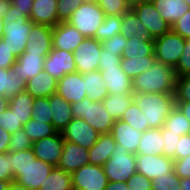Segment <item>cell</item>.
Returning <instances> with one entry per match:
<instances>
[{
    "mask_svg": "<svg viewBox=\"0 0 190 190\" xmlns=\"http://www.w3.org/2000/svg\"><path fill=\"white\" fill-rule=\"evenodd\" d=\"M88 0H57V13L59 22H67L75 9Z\"/></svg>",
    "mask_w": 190,
    "mask_h": 190,
    "instance_id": "f6af8a7d",
    "label": "cell"
},
{
    "mask_svg": "<svg viewBox=\"0 0 190 190\" xmlns=\"http://www.w3.org/2000/svg\"><path fill=\"white\" fill-rule=\"evenodd\" d=\"M105 190H129L126 182H108Z\"/></svg>",
    "mask_w": 190,
    "mask_h": 190,
    "instance_id": "e7e4bbea",
    "label": "cell"
},
{
    "mask_svg": "<svg viewBox=\"0 0 190 190\" xmlns=\"http://www.w3.org/2000/svg\"><path fill=\"white\" fill-rule=\"evenodd\" d=\"M74 190H105L108 184L104 168L92 164L71 173Z\"/></svg>",
    "mask_w": 190,
    "mask_h": 190,
    "instance_id": "30bf717a",
    "label": "cell"
},
{
    "mask_svg": "<svg viewBox=\"0 0 190 190\" xmlns=\"http://www.w3.org/2000/svg\"><path fill=\"white\" fill-rule=\"evenodd\" d=\"M12 5V0H0V18H4Z\"/></svg>",
    "mask_w": 190,
    "mask_h": 190,
    "instance_id": "03108f58",
    "label": "cell"
},
{
    "mask_svg": "<svg viewBox=\"0 0 190 190\" xmlns=\"http://www.w3.org/2000/svg\"><path fill=\"white\" fill-rule=\"evenodd\" d=\"M156 0H135L133 3L154 4Z\"/></svg>",
    "mask_w": 190,
    "mask_h": 190,
    "instance_id": "8c879c8a",
    "label": "cell"
},
{
    "mask_svg": "<svg viewBox=\"0 0 190 190\" xmlns=\"http://www.w3.org/2000/svg\"><path fill=\"white\" fill-rule=\"evenodd\" d=\"M186 39L172 29L154 39L156 61L175 68L185 47Z\"/></svg>",
    "mask_w": 190,
    "mask_h": 190,
    "instance_id": "52a82bcc",
    "label": "cell"
},
{
    "mask_svg": "<svg viewBox=\"0 0 190 190\" xmlns=\"http://www.w3.org/2000/svg\"><path fill=\"white\" fill-rule=\"evenodd\" d=\"M32 110V118L34 120L45 121V123H52V114L49 103V97L34 98Z\"/></svg>",
    "mask_w": 190,
    "mask_h": 190,
    "instance_id": "b9f144b4",
    "label": "cell"
},
{
    "mask_svg": "<svg viewBox=\"0 0 190 190\" xmlns=\"http://www.w3.org/2000/svg\"><path fill=\"white\" fill-rule=\"evenodd\" d=\"M106 84L99 70L85 73V90L87 97L91 101H103V99L109 95Z\"/></svg>",
    "mask_w": 190,
    "mask_h": 190,
    "instance_id": "1f68e13d",
    "label": "cell"
},
{
    "mask_svg": "<svg viewBox=\"0 0 190 190\" xmlns=\"http://www.w3.org/2000/svg\"><path fill=\"white\" fill-rule=\"evenodd\" d=\"M180 188L181 190H190V177L180 178Z\"/></svg>",
    "mask_w": 190,
    "mask_h": 190,
    "instance_id": "a7ac6f4b",
    "label": "cell"
},
{
    "mask_svg": "<svg viewBox=\"0 0 190 190\" xmlns=\"http://www.w3.org/2000/svg\"><path fill=\"white\" fill-rule=\"evenodd\" d=\"M122 24L120 28V34L129 38L131 36H136L138 38L142 37L146 40H154L147 28L140 21L138 16L134 13L132 9L124 13L121 18Z\"/></svg>",
    "mask_w": 190,
    "mask_h": 190,
    "instance_id": "f546056e",
    "label": "cell"
},
{
    "mask_svg": "<svg viewBox=\"0 0 190 190\" xmlns=\"http://www.w3.org/2000/svg\"><path fill=\"white\" fill-rule=\"evenodd\" d=\"M154 62H156L155 54L139 58H122L120 64L124 73L133 80L140 73L148 70Z\"/></svg>",
    "mask_w": 190,
    "mask_h": 190,
    "instance_id": "d590c367",
    "label": "cell"
},
{
    "mask_svg": "<svg viewBox=\"0 0 190 190\" xmlns=\"http://www.w3.org/2000/svg\"><path fill=\"white\" fill-rule=\"evenodd\" d=\"M23 129L32 142L53 136L58 132L52 123H45V121L33 118L23 125Z\"/></svg>",
    "mask_w": 190,
    "mask_h": 190,
    "instance_id": "8d00e7d4",
    "label": "cell"
},
{
    "mask_svg": "<svg viewBox=\"0 0 190 190\" xmlns=\"http://www.w3.org/2000/svg\"><path fill=\"white\" fill-rule=\"evenodd\" d=\"M73 118H83L100 134L111 133L115 120L106 111L102 101L93 102L88 97L71 104Z\"/></svg>",
    "mask_w": 190,
    "mask_h": 190,
    "instance_id": "277c9868",
    "label": "cell"
},
{
    "mask_svg": "<svg viewBox=\"0 0 190 190\" xmlns=\"http://www.w3.org/2000/svg\"><path fill=\"white\" fill-rule=\"evenodd\" d=\"M3 27H4V21L2 18H0V40L3 36Z\"/></svg>",
    "mask_w": 190,
    "mask_h": 190,
    "instance_id": "753ad0ef",
    "label": "cell"
},
{
    "mask_svg": "<svg viewBox=\"0 0 190 190\" xmlns=\"http://www.w3.org/2000/svg\"><path fill=\"white\" fill-rule=\"evenodd\" d=\"M164 127L169 129V132H174L177 135H187L190 133V122L182 112L175 106L164 122Z\"/></svg>",
    "mask_w": 190,
    "mask_h": 190,
    "instance_id": "74e56055",
    "label": "cell"
},
{
    "mask_svg": "<svg viewBox=\"0 0 190 190\" xmlns=\"http://www.w3.org/2000/svg\"><path fill=\"white\" fill-rule=\"evenodd\" d=\"M171 29L185 39L190 38V9L171 26Z\"/></svg>",
    "mask_w": 190,
    "mask_h": 190,
    "instance_id": "db71d44e",
    "label": "cell"
},
{
    "mask_svg": "<svg viewBox=\"0 0 190 190\" xmlns=\"http://www.w3.org/2000/svg\"><path fill=\"white\" fill-rule=\"evenodd\" d=\"M152 190H181L180 178L175 172L164 174L152 180Z\"/></svg>",
    "mask_w": 190,
    "mask_h": 190,
    "instance_id": "7bdbcfd3",
    "label": "cell"
},
{
    "mask_svg": "<svg viewBox=\"0 0 190 190\" xmlns=\"http://www.w3.org/2000/svg\"><path fill=\"white\" fill-rule=\"evenodd\" d=\"M174 69L177 77L190 76V38L186 39L182 55Z\"/></svg>",
    "mask_w": 190,
    "mask_h": 190,
    "instance_id": "681fc988",
    "label": "cell"
},
{
    "mask_svg": "<svg viewBox=\"0 0 190 190\" xmlns=\"http://www.w3.org/2000/svg\"><path fill=\"white\" fill-rule=\"evenodd\" d=\"M47 55L35 53H22L12 65V70L17 72L26 83L44 69V61Z\"/></svg>",
    "mask_w": 190,
    "mask_h": 190,
    "instance_id": "7402d4cb",
    "label": "cell"
},
{
    "mask_svg": "<svg viewBox=\"0 0 190 190\" xmlns=\"http://www.w3.org/2000/svg\"><path fill=\"white\" fill-rule=\"evenodd\" d=\"M163 148L161 128H150L143 132L136 154L163 155Z\"/></svg>",
    "mask_w": 190,
    "mask_h": 190,
    "instance_id": "83f0119b",
    "label": "cell"
},
{
    "mask_svg": "<svg viewBox=\"0 0 190 190\" xmlns=\"http://www.w3.org/2000/svg\"><path fill=\"white\" fill-rule=\"evenodd\" d=\"M9 152L12 154L13 180L26 190H39L54 166L37 159L32 148Z\"/></svg>",
    "mask_w": 190,
    "mask_h": 190,
    "instance_id": "6da1fadb",
    "label": "cell"
},
{
    "mask_svg": "<svg viewBox=\"0 0 190 190\" xmlns=\"http://www.w3.org/2000/svg\"><path fill=\"white\" fill-rule=\"evenodd\" d=\"M134 101L143 111L149 128H161L176 106L175 94L134 93Z\"/></svg>",
    "mask_w": 190,
    "mask_h": 190,
    "instance_id": "3957f363",
    "label": "cell"
},
{
    "mask_svg": "<svg viewBox=\"0 0 190 190\" xmlns=\"http://www.w3.org/2000/svg\"><path fill=\"white\" fill-rule=\"evenodd\" d=\"M7 190H26V189L22 185L18 184L17 182L12 181L9 184V187Z\"/></svg>",
    "mask_w": 190,
    "mask_h": 190,
    "instance_id": "89a4df30",
    "label": "cell"
},
{
    "mask_svg": "<svg viewBox=\"0 0 190 190\" xmlns=\"http://www.w3.org/2000/svg\"><path fill=\"white\" fill-rule=\"evenodd\" d=\"M120 120L127 122L130 126L141 132H145L150 129L148 124L145 122L146 119L143 111L137 106L134 100L123 113Z\"/></svg>",
    "mask_w": 190,
    "mask_h": 190,
    "instance_id": "ab89813d",
    "label": "cell"
},
{
    "mask_svg": "<svg viewBox=\"0 0 190 190\" xmlns=\"http://www.w3.org/2000/svg\"><path fill=\"white\" fill-rule=\"evenodd\" d=\"M190 7V0H184Z\"/></svg>",
    "mask_w": 190,
    "mask_h": 190,
    "instance_id": "34e18365",
    "label": "cell"
},
{
    "mask_svg": "<svg viewBox=\"0 0 190 190\" xmlns=\"http://www.w3.org/2000/svg\"><path fill=\"white\" fill-rule=\"evenodd\" d=\"M49 103L52 125L58 132H61L73 119L71 104L57 93L49 96Z\"/></svg>",
    "mask_w": 190,
    "mask_h": 190,
    "instance_id": "cb8c5ba5",
    "label": "cell"
},
{
    "mask_svg": "<svg viewBox=\"0 0 190 190\" xmlns=\"http://www.w3.org/2000/svg\"><path fill=\"white\" fill-rule=\"evenodd\" d=\"M131 9L147 28L153 39L171 30V25L160 16L154 4L131 3Z\"/></svg>",
    "mask_w": 190,
    "mask_h": 190,
    "instance_id": "4fadbf2b",
    "label": "cell"
},
{
    "mask_svg": "<svg viewBox=\"0 0 190 190\" xmlns=\"http://www.w3.org/2000/svg\"><path fill=\"white\" fill-rule=\"evenodd\" d=\"M52 30L53 27L50 26L33 24L24 53L48 55L53 48Z\"/></svg>",
    "mask_w": 190,
    "mask_h": 190,
    "instance_id": "d6986e66",
    "label": "cell"
},
{
    "mask_svg": "<svg viewBox=\"0 0 190 190\" xmlns=\"http://www.w3.org/2000/svg\"><path fill=\"white\" fill-rule=\"evenodd\" d=\"M11 139V134L0 127V154L9 151V143Z\"/></svg>",
    "mask_w": 190,
    "mask_h": 190,
    "instance_id": "6125c7cd",
    "label": "cell"
},
{
    "mask_svg": "<svg viewBox=\"0 0 190 190\" xmlns=\"http://www.w3.org/2000/svg\"><path fill=\"white\" fill-rule=\"evenodd\" d=\"M161 130L164 140L163 155L175 160V151L177 149V144L181 136L177 135L174 132H169V129H166L164 126L161 127Z\"/></svg>",
    "mask_w": 190,
    "mask_h": 190,
    "instance_id": "bcb514c9",
    "label": "cell"
},
{
    "mask_svg": "<svg viewBox=\"0 0 190 190\" xmlns=\"http://www.w3.org/2000/svg\"><path fill=\"white\" fill-rule=\"evenodd\" d=\"M154 55V40L131 36L127 38L122 58H139Z\"/></svg>",
    "mask_w": 190,
    "mask_h": 190,
    "instance_id": "d6a6232c",
    "label": "cell"
},
{
    "mask_svg": "<svg viewBox=\"0 0 190 190\" xmlns=\"http://www.w3.org/2000/svg\"><path fill=\"white\" fill-rule=\"evenodd\" d=\"M64 141H70L83 148L90 149L97 141L98 133L83 118H73L61 131Z\"/></svg>",
    "mask_w": 190,
    "mask_h": 190,
    "instance_id": "8fae6325",
    "label": "cell"
},
{
    "mask_svg": "<svg viewBox=\"0 0 190 190\" xmlns=\"http://www.w3.org/2000/svg\"><path fill=\"white\" fill-rule=\"evenodd\" d=\"M174 172L179 178L190 177V155L174 160Z\"/></svg>",
    "mask_w": 190,
    "mask_h": 190,
    "instance_id": "6f0895ef",
    "label": "cell"
},
{
    "mask_svg": "<svg viewBox=\"0 0 190 190\" xmlns=\"http://www.w3.org/2000/svg\"><path fill=\"white\" fill-rule=\"evenodd\" d=\"M35 0H12V4L17 8L19 13L30 17L32 4Z\"/></svg>",
    "mask_w": 190,
    "mask_h": 190,
    "instance_id": "91938a15",
    "label": "cell"
},
{
    "mask_svg": "<svg viewBox=\"0 0 190 190\" xmlns=\"http://www.w3.org/2000/svg\"><path fill=\"white\" fill-rule=\"evenodd\" d=\"M9 181L0 180V190H7L9 187Z\"/></svg>",
    "mask_w": 190,
    "mask_h": 190,
    "instance_id": "2644e50d",
    "label": "cell"
},
{
    "mask_svg": "<svg viewBox=\"0 0 190 190\" xmlns=\"http://www.w3.org/2000/svg\"><path fill=\"white\" fill-rule=\"evenodd\" d=\"M87 164H89L88 149L73 142L64 141L57 168L72 173Z\"/></svg>",
    "mask_w": 190,
    "mask_h": 190,
    "instance_id": "ac0fdd59",
    "label": "cell"
},
{
    "mask_svg": "<svg viewBox=\"0 0 190 190\" xmlns=\"http://www.w3.org/2000/svg\"><path fill=\"white\" fill-rule=\"evenodd\" d=\"M96 2L104 12L108 15H123L131 9V2L128 0H91Z\"/></svg>",
    "mask_w": 190,
    "mask_h": 190,
    "instance_id": "60d3db41",
    "label": "cell"
},
{
    "mask_svg": "<svg viewBox=\"0 0 190 190\" xmlns=\"http://www.w3.org/2000/svg\"><path fill=\"white\" fill-rule=\"evenodd\" d=\"M136 171L153 180L174 172V160L164 155L136 154Z\"/></svg>",
    "mask_w": 190,
    "mask_h": 190,
    "instance_id": "7c38bea8",
    "label": "cell"
},
{
    "mask_svg": "<svg viewBox=\"0 0 190 190\" xmlns=\"http://www.w3.org/2000/svg\"><path fill=\"white\" fill-rule=\"evenodd\" d=\"M16 60L17 57L11 52L8 46L0 40V68L10 69Z\"/></svg>",
    "mask_w": 190,
    "mask_h": 190,
    "instance_id": "11a10c76",
    "label": "cell"
},
{
    "mask_svg": "<svg viewBox=\"0 0 190 190\" xmlns=\"http://www.w3.org/2000/svg\"><path fill=\"white\" fill-rule=\"evenodd\" d=\"M122 57L118 56L117 53H111L110 51L101 50L99 67H116L121 65Z\"/></svg>",
    "mask_w": 190,
    "mask_h": 190,
    "instance_id": "9f6ffc18",
    "label": "cell"
},
{
    "mask_svg": "<svg viewBox=\"0 0 190 190\" xmlns=\"http://www.w3.org/2000/svg\"><path fill=\"white\" fill-rule=\"evenodd\" d=\"M133 100V94H109L103 99L102 103L109 115L116 121L120 120Z\"/></svg>",
    "mask_w": 190,
    "mask_h": 190,
    "instance_id": "836d02e7",
    "label": "cell"
},
{
    "mask_svg": "<svg viewBox=\"0 0 190 190\" xmlns=\"http://www.w3.org/2000/svg\"><path fill=\"white\" fill-rule=\"evenodd\" d=\"M176 82L175 69L156 61L148 70L140 73L132 80L133 93L175 94Z\"/></svg>",
    "mask_w": 190,
    "mask_h": 190,
    "instance_id": "7a4b0ae2",
    "label": "cell"
},
{
    "mask_svg": "<svg viewBox=\"0 0 190 190\" xmlns=\"http://www.w3.org/2000/svg\"><path fill=\"white\" fill-rule=\"evenodd\" d=\"M102 49L104 51H110L111 53H117L118 56L122 57L125 45L127 43V37L117 34L112 38L103 40Z\"/></svg>",
    "mask_w": 190,
    "mask_h": 190,
    "instance_id": "c3c4849f",
    "label": "cell"
},
{
    "mask_svg": "<svg viewBox=\"0 0 190 190\" xmlns=\"http://www.w3.org/2000/svg\"><path fill=\"white\" fill-rule=\"evenodd\" d=\"M103 168L108 182H126L136 172V154L116 144Z\"/></svg>",
    "mask_w": 190,
    "mask_h": 190,
    "instance_id": "8992f818",
    "label": "cell"
},
{
    "mask_svg": "<svg viewBox=\"0 0 190 190\" xmlns=\"http://www.w3.org/2000/svg\"><path fill=\"white\" fill-rule=\"evenodd\" d=\"M56 93L70 104L77 103L87 97L85 90V73L79 72L64 75L57 82Z\"/></svg>",
    "mask_w": 190,
    "mask_h": 190,
    "instance_id": "2e32d148",
    "label": "cell"
},
{
    "mask_svg": "<svg viewBox=\"0 0 190 190\" xmlns=\"http://www.w3.org/2000/svg\"><path fill=\"white\" fill-rule=\"evenodd\" d=\"M0 127L8 131L10 134H13L23 128V123L8 107L2 114H0Z\"/></svg>",
    "mask_w": 190,
    "mask_h": 190,
    "instance_id": "ee69618b",
    "label": "cell"
},
{
    "mask_svg": "<svg viewBox=\"0 0 190 190\" xmlns=\"http://www.w3.org/2000/svg\"><path fill=\"white\" fill-rule=\"evenodd\" d=\"M85 39L74 26L68 22H59L52 30L53 48L74 52Z\"/></svg>",
    "mask_w": 190,
    "mask_h": 190,
    "instance_id": "e0dca14e",
    "label": "cell"
},
{
    "mask_svg": "<svg viewBox=\"0 0 190 190\" xmlns=\"http://www.w3.org/2000/svg\"><path fill=\"white\" fill-rule=\"evenodd\" d=\"M102 79L107 83L109 94H134L132 80L124 73L121 65L99 67Z\"/></svg>",
    "mask_w": 190,
    "mask_h": 190,
    "instance_id": "ffe728a7",
    "label": "cell"
},
{
    "mask_svg": "<svg viewBox=\"0 0 190 190\" xmlns=\"http://www.w3.org/2000/svg\"><path fill=\"white\" fill-rule=\"evenodd\" d=\"M175 100L176 102H190V76L177 77Z\"/></svg>",
    "mask_w": 190,
    "mask_h": 190,
    "instance_id": "f907efd6",
    "label": "cell"
},
{
    "mask_svg": "<svg viewBox=\"0 0 190 190\" xmlns=\"http://www.w3.org/2000/svg\"><path fill=\"white\" fill-rule=\"evenodd\" d=\"M110 134L116 144L121 145L128 153L136 154L143 132L136 130L125 121L116 120Z\"/></svg>",
    "mask_w": 190,
    "mask_h": 190,
    "instance_id": "44dd1931",
    "label": "cell"
},
{
    "mask_svg": "<svg viewBox=\"0 0 190 190\" xmlns=\"http://www.w3.org/2000/svg\"><path fill=\"white\" fill-rule=\"evenodd\" d=\"M126 183L129 190H152V180L137 171L126 181Z\"/></svg>",
    "mask_w": 190,
    "mask_h": 190,
    "instance_id": "816d5d0a",
    "label": "cell"
},
{
    "mask_svg": "<svg viewBox=\"0 0 190 190\" xmlns=\"http://www.w3.org/2000/svg\"><path fill=\"white\" fill-rule=\"evenodd\" d=\"M190 155V134L182 135L179 138L175 151V160L182 159Z\"/></svg>",
    "mask_w": 190,
    "mask_h": 190,
    "instance_id": "680465c9",
    "label": "cell"
},
{
    "mask_svg": "<svg viewBox=\"0 0 190 190\" xmlns=\"http://www.w3.org/2000/svg\"><path fill=\"white\" fill-rule=\"evenodd\" d=\"M33 103L34 97L26 90L19 94L12 96L9 99L8 107L13 113L20 119V121L26 124L33 116Z\"/></svg>",
    "mask_w": 190,
    "mask_h": 190,
    "instance_id": "4dcf8cb0",
    "label": "cell"
},
{
    "mask_svg": "<svg viewBox=\"0 0 190 190\" xmlns=\"http://www.w3.org/2000/svg\"><path fill=\"white\" fill-rule=\"evenodd\" d=\"M12 154L8 151L0 154V180L9 181L13 180V168L11 166Z\"/></svg>",
    "mask_w": 190,
    "mask_h": 190,
    "instance_id": "f5cc1de1",
    "label": "cell"
},
{
    "mask_svg": "<svg viewBox=\"0 0 190 190\" xmlns=\"http://www.w3.org/2000/svg\"><path fill=\"white\" fill-rule=\"evenodd\" d=\"M122 15H108L105 16L103 24L98 28L96 38L98 41L102 42L103 40L112 38L113 36L120 34Z\"/></svg>",
    "mask_w": 190,
    "mask_h": 190,
    "instance_id": "f35d334b",
    "label": "cell"
},
{
    "mask_svg": "<svg viewBox=\"0 0 190 190\" xmlns=\"http://www.w3.org/2000/svg\"><path fill=\"white\" fill-rule=\"evenodd\" d=\"M33 24L29 18L20 17L16 22L4 23L1 40L17 58L25 51L27 38Z\"/></svg>",
    "mask_w": 190,
    "mask_h": 190,
    "instance_id": "ba28073f",
    "label": "cell"
},
{
    "mask_svg": "<svg viewBox=\"0 0 190 190\" xmlns=\"http://www.w3.org/2000/svg\"><path fill=\"white\" fill-rule=\"evenodd\" d=\"M176 107L190 122V102H176Z\"/></svg>",
    "mask_w": 190,
    "mask_h": 190,
    "instance_id": "be15d7a7",
    "label": "cell"
},
{
    "mask_svg": "<svg viewBox=\"0 0 190 190\" xmlns=\"http://www.w3.org/2000/svg\"><path fill=\"white\" fill-rule=\"evenodd\" d=\"M115 146L116 141L110 133L100 134L98 141L88 150L89 164L103 167Z\"/></svg>",
    "mask_w": 190,
    "mask_h": 190,
    "instance_id": "484cf974",
    "label": "cell"
},
{
    "mask_svg": "<svg viewBox=\"0 0 190 190\" xmlns=\"http://www.w3.org/2000/svg\"><path fill=\"white\" fill-rule=\"evenodd\" d=\"M26 90V82L12 68H0V96L11 98Z\"/></svg>",
    "mask_w": 190,
    "mask_h": 190,
    "instance_id": "f1b7e54d",
    "label": "cell"
},
{
    "mask_svg": "<svg viewBox=\"0 0 190 190\" xmlns=\"http://www.w3.org/2000/svg\"><path fill=\"white\" fill-rule=\"evenodd\" d=\"M29 19L34 24L56 26L59 23L57 0H35L32 4Z\"/></svg>",
    "mask_w": 190,
    "mask_h": 190,
    "instance_id": "603a6c76",
    "label": "cell"
},
{
    "mask_svg": "<svg viewBox=\"0 0 190 190\" xmlns=\"http://www.w3.org/2000/svg\"><path fill=\"white\" fill-rule=\"evenodd\" d=\"M9 105V98L0 96V114H2Z\"/></svg>",
    "mask_w": 190,
    "mask_h": 190,
    "instance_id": "003e7915",
    "label": "cell"
},
{
    "mask_svg": "<svg viewBox=\"0 0 190 190\" xmlns=\"http://www.w3.org/2000/svg\"><path fill=\"white\" fill-rule=\"evenodd\" d=\"M32 141L26 135L24 129H19L15 133L11 134L9 143V151H23L32 148Z\"/></svg>",
    "mask_w": 190,
    "mask_h": 190,
    "instance_id": "7dc6e473",
    "label": "cell"
},
{
    "mask_svg": "<svg viewBox=\"0 0 190 190\" xmlns=\"http://www.w3.org/2000/svg\"><path fill=\"white\" fill-rule=\"evenodd\" d=\"M102 43L96 38L85 37L73 52L77 72L84 74L99 70Z\"/></svg>",
    "mask_w": 190,
    "mask_h": 190,
    "instance_id": "9c48e42d",
    "label": "cell"
},
{
    "mask_svg": "<svg viewBox=\"0 0 190 190\" xmlns=\"http://www.w3.org/2000/svg\"><path fill=\"white\" fill-rule=\"evenodd\" d=\"M64 139L61 132L32 143V150L37 159L57 167L63 151Z\"/></svg>",
    "mask_w": 190,
    "mask_h": 190,
    "instance_id": "9a60e30c",
    "label": "cell"
},
{
    "mask_svg": "<svg viewBox=\"0 0 190 190\" xmlns=\"http://www.w3.org/2000/svg\"><path fill=\"white\" fill-rule=\"evenodd\" d=\"M57 80L44 69L29 79L26 83V91L34 98L49 97L56 93Z\"/></svg>",
    "mask_w": 190,
    "mask_h": 190,
    "instance_id": "d4e9b609",
    "label": "cell"
},
{
    "mask_svg": "<svg viewBox=\"0 0 190 190\" xmlns=\"http://www.w3.org/2000/svg\"><path fill=\"white\" fill-rule=\"evenodd\" d=\"M44 70L57 81L66 74L77 72L73 52L52 48L45 58Z\"/></svg>",
    "mask_w": 190,
    "mask_h": 190,
    "instance_id": "5bb4252c",
    "label": "cell"
},
{
    "mask_svg": "<svg viewBox=\"0 0 190 190\" xmlns=\"http://www.w3.org/2000/svg\"><path fill=\"white\" fill-rule=\"evenodd\" d=\"M154 7L171 26L190 9L184 0H156Z\"/></svg>",
    "mask_w": 190,
    "mask_h": 190,
    "instance_id": "4316f807",
    "label": "cell"
},
{
    "mask_svg": "<svg viewBox=\"0 0 190 190\" xmlns=\"http://www.w3.org/2000/svg\"><path fill=\"white\" fill-rule=\"evenodd\" d=\"M39 190H74L71 173L54 167Z\"/></svg>",
    "mask_w": 190,
    "mask_h": 190,
    "instance_id": "e575fe53",
    "label": "cell"
},
{
    "mask_svg": "<svg viewBox=\"0 0 190 190\" xmlns=\"http://www.w3.org/2000/svg\"><path fill=\"white\" fill-rule=\"evenodd\" d=\"M29 18L27 15L19 13L17 8L12 4L9 11L6 13L5 17L2 18L4 23L16 22L18 18Z\"/></svg>",
    "mask_w": 190,
    "mask_h": 190,
    "instance_id": "94428289",
    "label": "cell"
},
{
    "mask_svg": "<svg viewBox=\"0 0 190 190\" xmlns=\"http://www.w3.org/2000/svg\"><path fill=\"white\" fill-rule=\"evenodd\" d=\"M104 19L105 14L99 5L88 0L75 9L67 22L74 26L83 36L94 38Z\"/></svg>",
    "mask_w": 190,
    "mask_h": 190,
    "instance_id": "5b68a950",
    "label": "cell"
}]
</instances>
